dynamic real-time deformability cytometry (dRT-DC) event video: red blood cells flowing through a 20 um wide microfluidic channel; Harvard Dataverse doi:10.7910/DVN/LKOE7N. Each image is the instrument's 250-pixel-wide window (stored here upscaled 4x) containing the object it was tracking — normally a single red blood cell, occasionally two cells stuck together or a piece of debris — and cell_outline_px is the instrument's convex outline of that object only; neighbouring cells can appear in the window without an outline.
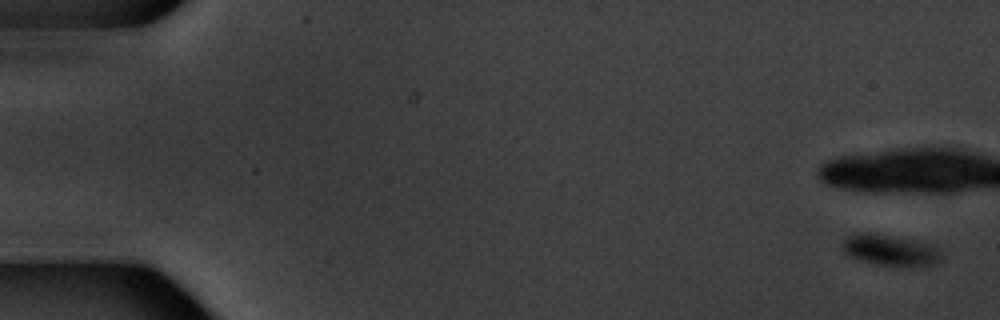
{"species": "common noctule bat (a hibernating species)", "species_latin": "Nyctalus noctula", "temperature_condition": "warm", "stored_images_in_passage": 6, "camera_frame_rate_fps": 3000, "um_per_image_px": 0.085, "animal": {"sex": "male", "body_mass_g": 20.1, "forearm_length_mm": 53.5}, "frame": {"image": 1, "passage_image": 1, "time_ms": 0.0, "image_size_px": [1000, 320], "cell_outline_px": [[940, 260], [932, 264], [884, 264], [864, 260], [852, 256], [844, 252], [844, 240], [848, 236], [860, 232], [868, 232], [892, 236], [936, 244], [940, 248]], "centroid_in_image_um": [75.71, 21.2], "position_along_channel_um": 9.3, "area_um2": 17.05}}